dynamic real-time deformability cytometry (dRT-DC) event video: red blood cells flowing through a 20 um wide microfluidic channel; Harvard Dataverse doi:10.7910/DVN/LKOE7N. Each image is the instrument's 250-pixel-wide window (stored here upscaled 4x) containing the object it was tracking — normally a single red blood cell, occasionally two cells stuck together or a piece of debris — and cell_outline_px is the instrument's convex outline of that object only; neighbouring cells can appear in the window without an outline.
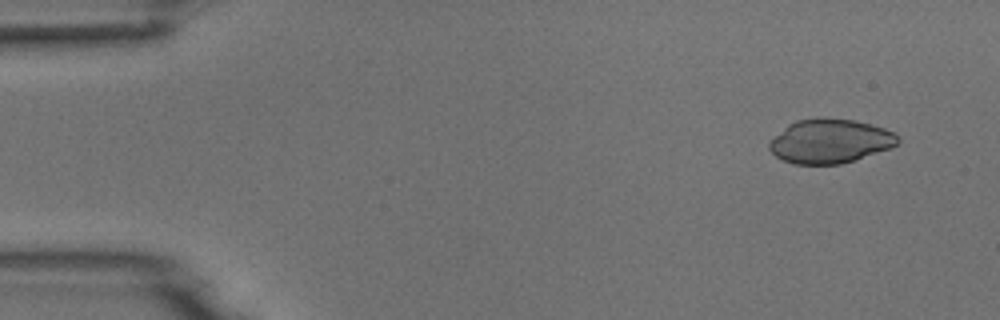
{"species": "common noctule bat (a hibernating species)", "species_latin": "Nyctalus noctula", "temperature_condition": "room temperature", "stored_images_in_passage": 5, "camera_frame_rate_fps": 3000, "um_per_image_px": 0.085, "animal": {"sex": "male", "body_mass_g": 18.8}, "frame": {"image": 1, "passage_image": 1, "time_ms": 0.0, "image_size_px": [1000, 320], "cell_outline_px": [[900, 140], [892, 148], [840, 164], [796, 164], [784, 160], [776, 156], [768, 148], [768, 144], [788, 124], [796, 120], [824, 116], [856, 120], [884, 128], [900, 136]], "centroid_in_image_um": [70.57, 11.97], "position_along_channel_um": 14.4, "area_um2": 33.12}}